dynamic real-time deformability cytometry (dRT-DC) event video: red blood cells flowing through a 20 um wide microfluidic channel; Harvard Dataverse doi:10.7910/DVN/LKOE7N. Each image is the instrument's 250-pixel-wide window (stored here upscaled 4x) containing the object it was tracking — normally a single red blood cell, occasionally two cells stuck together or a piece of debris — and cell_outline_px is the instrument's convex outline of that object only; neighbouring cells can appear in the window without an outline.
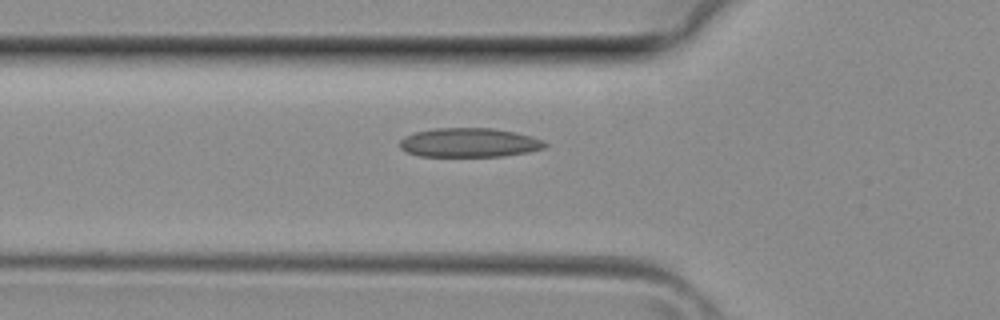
{"species": "common noctule bat (a hibernating species)", "species_latin": "Nyctalus noctula", "temperature_condition": "room temperature", "stored_images_in_passage": 28, "segment_of_instrument_passage": [1, 2], "camera_frame_rate_fps": 3000, "um_per_image_px": 0.085, "animal": {"sex": "female", "body_mass_g": 29.2, "forearm_length_mm": 56.3}, "frame": {"image": 1, "passage_image": 2, "time_ms": 0.333, "image_size_px": [1000, 320], "cell_outline_px": [[548, 144], [544, 148], [528, 152], [504, 156], [420, 156], [408, 152], [400, 148], [400, 140], [404, 136], [416, 132], [432, 128], [492, 128], [516, 132], [532, 136], [544, 140]], "centroid_in_image_um": [39.91, 12.12], "position_along_channel_um": 85.9, "area_um2": 24.74}}
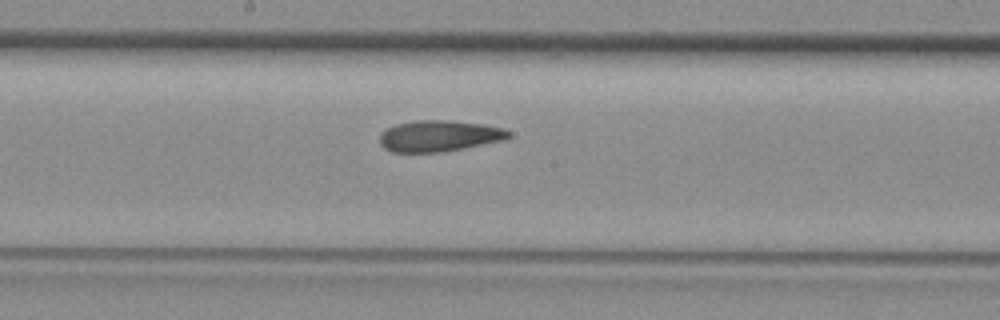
{"frame": {"image": 2, "passage_image": 9, "time_ms": 2.667, "image_size_px": [1000, 320], "cell_outline_px": [[512, 136], [504, 140], [444, 152], [392, 152], [384, 148], [380, 144], [380, 132], [396, 124], [412, 120], [448, 120], [484, 124], [504, 128], [512, 132]], "centroid_in_image_um": [37.34, 11.55], "position_along_channel_um": 210.9, "area_um2": 23.7}}
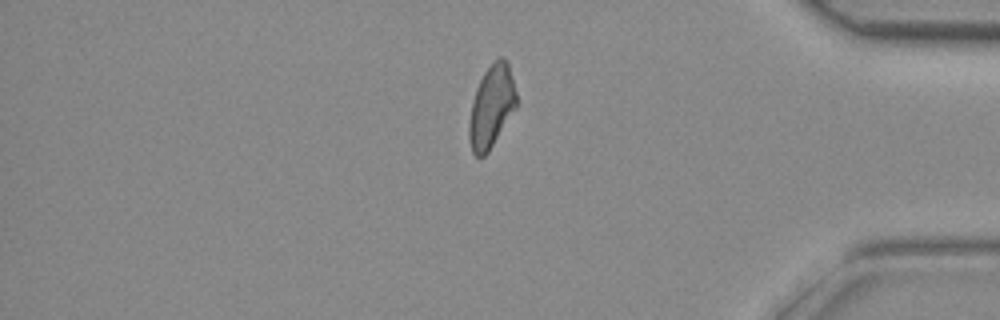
{"frame": {"image": 3, "passage_image": 21, "time_ms": 6.667, "image_size_px": [1000, 320], "cell_outline_px": [[516, 108], [488, 152], [484, 156], [476, 156], [472, 152], [468, 136], [468, 124], [472, 100], [476, 88], [484, 72], [500, 56], [504, 56], [508, 60], [516, 92]], "centroid_in_image_um": [41.77, 9.05], "position_along_channel_um": 393.4, "area_um2": 22.72}}